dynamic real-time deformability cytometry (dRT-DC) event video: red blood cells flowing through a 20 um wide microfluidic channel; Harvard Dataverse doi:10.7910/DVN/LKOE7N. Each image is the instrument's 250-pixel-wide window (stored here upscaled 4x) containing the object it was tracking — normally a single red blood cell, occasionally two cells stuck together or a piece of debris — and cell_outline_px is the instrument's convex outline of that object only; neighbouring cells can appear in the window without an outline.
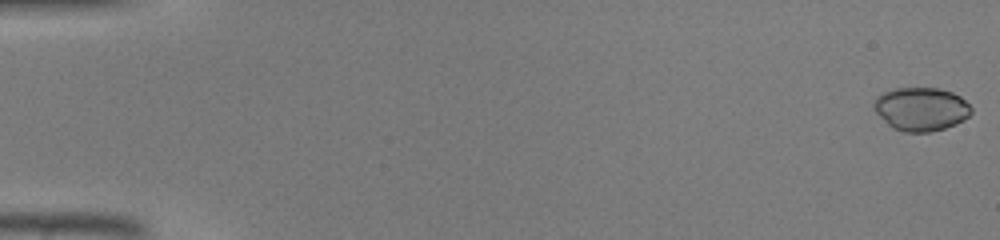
{"species": "common noctule bat (a hibernating species)", "species_latin": "Nyctalus noctula", "temperature_condition": "warm", "stored_images_in_passage": 46, "camera_frame_rate_fps": 3000, "um_per_image_px": 0.085, "animal": {"sex": "male", "body_mass_g": 19.0, "forearm_length_mm": 50.8}, "frame": {"image": 1, "passage_image": 1, "time_ms": 0.0, "image_size_px": [1000, 240], "cell_outline_px": [[972, 112], [964, 120], [956, 124], [944, 128], [928, 132], [904, 132], [892, 128], [872, 108], [872, 104], [876, 96], [884, 92], [896, 88], [940, 88], [952, 92], [960, 96], [972, 108]], "centroid_in_image_um": [78.28, 9.26], "position_along_channel_um": 6.7, "area_um2": 24.74}}
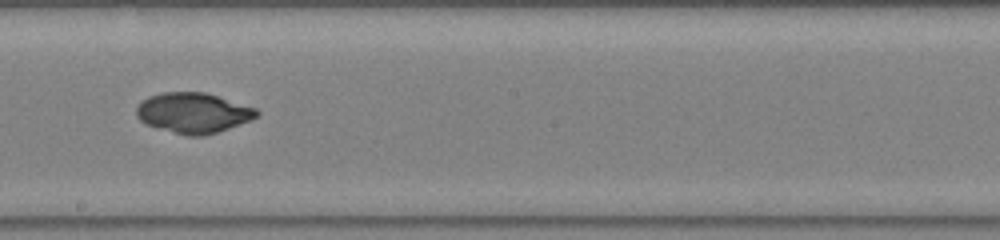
{"frame": {"image": 2, "passage_image": 27, "time_ms": 8.667, "image_size_px": [1000, 240], "cell_outline_px": [[260, 112], [252, 120], [204, 136], [188, 136], [144, 124], [136, 116], [136, 108], [148, 96], [164, 92], [204, 92], [256, 108]], "centroid_in_image_um": [16.41, 9.6], "position_along_channel_um": 231.8, "area_um2": 28.03}}
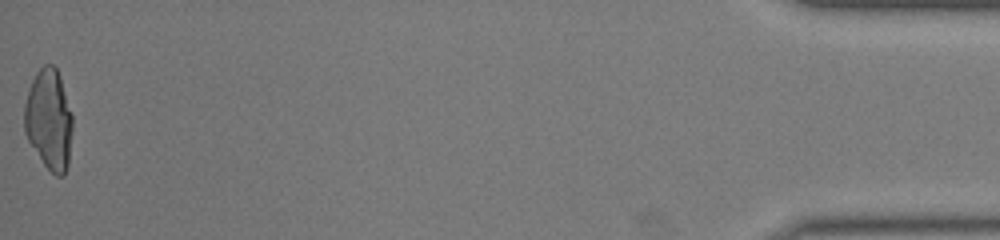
{"frame": {"image": 3, "passage_image": 46, "time_ms": 15.0, "image_size_px": [1000, 240], "cell_outline_px": [[72, 128], [68, 164], [64, 176], [56, 176], [44, 164], [28, 140], [24, 132], [24, 104], [32, 80], [36, 72], [44, 64], [52, 64], [56, 68], [60, 76], [72, 116]], "centroid_in_image_um": [4.15, 10.16], "position_along_channel_um": 431.0, "area_um2": 28.09}}